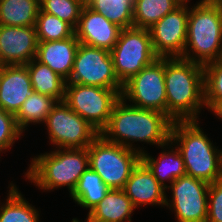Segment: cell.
Returning <instances> with one entry per match:
<instances>
[{
	"label": "cell",
	"instance_id": "6da1fadb",
	"mask_svg": "<svg viewBox=\"0 0 222 222\" xmlns=\"http://www.w3.org/2000/svg\"><path fill=\"white\" fill-rule=\"evenodd\" d=\"M173 121L164 113L126 104L121 97L113 107L108 125L100 134L109 142L143 154L145 150L132 147L135 141L158 145L161 149L170 141ZM132 141V142H131Z\"/></svg>",
	"mask_w": 222,
	"mask_h": 222
},
{
	"label": "cell",
	"instance_id": "7a4b0ae2",
	"mask_svg": "<svg viewBox=\"0 0 222 222\" xmlns=\"http://www.w3.org/2000/svg\"><path fill=\"white\" fill-rule=\"evenodd\" d=\"M167 116L172 121L197 120L205 105L204 67L181 57L164 58Z\"/></svg>",
	"mask_w": 222,
	"mask_h": 222
},
{
	"label": "cell",
	"instance_id": "3957f363",
	"mask_svg": "<svg viewBox=\"0 0 222 222\" xmlns=\"http://www.w3.org/2000/svg\"><path fill=\"white\" fill-rule=\"evenodd\" d=\"M198 121H173L170 141L177 144L186 175L211 184L222 180V150L213 145Z\"/></svg>",
	"mask_w": 222,
	"mask_h": 222
},
{
	"label": "cell",
	"instance_id": "277c9868",
	"mask_svg": "<svg viewBox=\"0 0 222 222\" xmlns=\"http://www.w3.org/2000/svg\"><path fill=\"white\" fill-rule=\"evenodd\" d=\"M181 58L203 66L222 59L220 1L200 0L189 9L187 40Z\"/></svg>",
	"mask_w": 222,
	"mask_h": 222
},
{
	"label": "cell",
	"instance_id": "5b68a950",
	"mask_svg": "<svg viewBox=\"0 0 222 222\" xmlns=\"http://www.w3.org/2000/svg\"><path fill=\"white\" fill-rule=\"evenodd\" d=\"M89 167L88 147L63 149L40 154L32 158L25 176L42 190L51 191L67 186L70 195L81 175Z\"/></svg>",
	"mask_w": 222,
	"mask_h": 222
},
{
	"label": "cell",
	"instance_id": "8992f818",
	"mask_svg": "<svg viewBox=\"0 0 222 222\" xmlns=\"http://www.w3.org/2000/svg\"><path fill=\"white\" fill-rule=\"evenodd\" d=\"M89 167L110 189H123L141 154L107 141L101 134L88 146Z\"/></svg>",
	"mask_w": 222,
	"mask_h": 222
},
{
	"label": "cell",
	"instance_id": "52a82bcc",
	"mask_svg": "<svg viewBox=\"0 0 222 222\" xmlns=\"http://www.w3.org/2000/svg\"><path fill=\"white\" fill-rule=\"evenodd\" d=\"M110 54L115 74L122 84L158 58L149 29L134 26L121 30Z\"/></svg>",
	"mask_w": 222,
	"mask_h": 222
},
{
	"label": "cell",
	"instance_id": "ba28073f",
	"mask_svg": "<svg viewBox=\"0 0 222 222\" xmlns=\"http://www.w3.org/2000/svg\"><path fill=\"white\" fill-rule=\"evenodd\" d=\"M122 90L76 83H66L64 102L96 130L101 132L109 123Z\"/></svg>",
	"mask_w": 222,
	"mask_h": 222
},
{
	"label": "cell",
	"instance_id": "9c48e42d",
	"mask_svg": "<svg viewBox=\"0 0 222 222\" xmlns=\"http://www.w3.org/2000/svg\"><path fill=\"white\" fill-rule=\"evenodd\" d=\"M44 123L48 128L49 139L57 149L87 148L100 135L64 101L57 103Z\"/></svg>",
	"mask_w": 222,
	"mask_h": 222
},
{
	"label": "cell",
	"instance_id": "30bf717a",
	"mask_svg": "<svg viewBox=\"0 0 222 222\" xmlns=\"http://www.w3.org/2000/svg\"><path fill=\"white\" fill-rule=\"evenodd\" d=\"M121 97L131 105L167 115L164 58L158 57L123 84ZM134 103V104H133Z\"/></svg>",
	"mask_w": 222,
	"mask_h": 222
},
{
	"label": "cell",
	"instance_id": "8fae6325",
	"mask_svg": "<svg viewBox=\"0 0 222 222\" xmlns=\"http://www.w3.org/2000/svg\"><path fill=\"white\" fill-rule=\"evenodd\" d=\"M66 83L123 90V84L115 74L110 51L82 43L77 49L73 69Z\"/></svg>",
	"mask_w": 222,
	"mask_h": 222
},
{
	"label": "cell",
	"instance_id": "7c38bea8",
	"mask_svg": "<svg viewBox=\"0 0 222 222\" xmlns=\"http://www.w3.org/2000/svg\"><path fill=\"white\" fill-rule=\"evenodd\" d=\"M209 185L185 174L166 187L171 189L172 200L166 197L165 206L175 211L177 222L207 221Z\"/></svg>",
	"mask_w": 222,
	"mask_h": 222
},
{
	"label": "cell",
	"instance_id": "4fadbf2b",
	"mask_svg": "<svg viewBox=\"0 0 222 222\" xmlns=\"http://www.w3.org/2000/svg\"><path fill=\"white\" fill-rule=\"evenodd\" d=\"M182 3L149 28L152 46L160 58L182 57L187 40L189 8Z\"/></svg>",
	"mask_w": 222,
	"mask_h": 222
},
{
	"label": "cell",
	"instance_id": "5bb4252c",
	"mask_svg": "<svg viewBox=\"0 0 222 222\" xmlns=\"http://www.w3.org/2000/svg\"><path fill=\"white\" fill-rule=\"evenodd\" d=\"M35 26L0 25V65H26L36 57Z\"/></svg>",
	"mask_w": 222,
	"mask_h": 222
},
{
	"label": "cell",
	"instance_id": "9a60e30c",
	"mask_svg": "<svg viewBox=\"0 0 222 222\" xmlns=\"http://www.w3.org/2000/svg\"><path fill=\"white\" fill-rule=\"evenodd\" d=\"M121 30V27L85 5L75 28V36L82 44L111 51Z\"/></svg>",
	"mask_w": 222,
	"mask_h": 222
},
{
	"label": "cell",
	"instance_id": "2e32d148",
	"mask_svg": "<svg viewBox=\"0 0 222 222\" xmlns=\"http://www.w3.org/2000/svg\"><path fill=\"white\" fill-rule=\"evenodd\" d=\"M34 92L26 65L1 66L0 109L15 115L27 97Z\"/></svg>",
	"mask_w": 222,
	"mask_h": 222
},
{
	"label": "cell",
	"instance_id": "e0dca14e",
	"mask_svg": "<svg viewBox=\"0 0 222 222\" xmlns=\"http://www.w3.org/2000/svg\"><path fill=\"white\" fill-rule=\"evenodd\" d=\"M123 190L135 210L142 205L165 206L166 188L158 182L142 161L133 169Z\"/></svg>",
	"mask_w": 222,
	"mask_h": 222
},
{
	"label": "cell",
	"instance_id": "ac0fdd59",
	"mask_svg": "<svg viewBox=\"0 0 222 222\" xmlns=\"http://www.w3.org/2000/svg\"><path fill=\"white\" fill-rule=\"evenodd\" d=\"M79 45L80 42L75 34L62 40L38 41L35 59L67 81L71 75Z\"/></svg>",
	"mask_w": 222,
	"mask_h": 222
},
{
	"label": "cell",
	"instance_id": "d6986e66",
	"mask_svg": "<svg viewBox=\"0 0 222 222\" xmlns=\"http://www.w3.org/2000/svg\"><path fill=\"white\" fill-rule=\"evenodd\" d=\"M134 209L123 189H110L87 217L93 222H131Z\"/></svg>",
	"mask_w": 222,
	"mask_h": 222
},
{
	"label": "cell",
	"instance_id": "ffe728a7",
	"mask_svg": "<svg viewBox=\"0 0 222 222\" xmlns=\"http://www.w3.org/2000/svg\"><path fill=\"white\" fill-rule=\"evenodd\" d=\"M172 147L171 145L169 146L170 151L164 149L157 159L151 157L146 151L141 154V161L165 188L167 187L165 180H168L171 184L177 178L186 174L183 157L179 149L176 147L174 150Z\"/></svg>",
	"mask_w": 222,
	"mask_h": 222
},
{
	"label": "cell",
	"instance_id": "44dd1931",
	"mask_svg": "<svg viewBox=\"0 0 222 222\" xmlns=\"http://www.w3.org/2000/svg\"><path fill=\"white\" fill-rule=\"evenodd\" d=\"M35 92L64 101L66 80L35 58L26 64Z\"/></svg>",
	"mask_w": 222,
	"mask_h": 222
},
{
	"label": "cell",
	"instance_id": "7402d4cb",
	"mask_svg": "<svg viewBox=\"0 0 222 222\" xmlns=\"http://www.w3.org/2000/svg\"><path fill=\"white\" fill-rule=\"evenodd\" d=\"M40 0H0V25L35 26Z\"/></svg>",
	"mask_w": 222,
	"mask_h": 222
},
{
	"label": "cell",
	"instance_id": "603a6c76",
	"mask_svg": "<svg viewBox=\"0 0 222 222\" xmlns=\"http://www.w3.org/2000/svg\"><path fill=\"white\" fill-rule=\"evenodd\" d=\"M110 188L90 167L81 175L71 198L89 211L95 207L109 192Z\"/></svg>",
	"mask_w": 222,
	"mask_h": 222
},
{
	"label": "cell",
	"instance_id": "cb8c5ba5",
	"mask_svg": "<svg viewBox=\"0 0 222 222\" xmlns=\"http://www.w3.org/2000/svg\"><path fill=\"white\" fill-rule=\"evenodd\" d=\"M59 101L51 96L34 92L21 105L15 114L17 125L23 132L30 123H44L48 114Z\"/></svg>",
	"mask_w": 222,
	"mask_h": 222
},
{
	"label": "cell",
	"instance_id": "d4e9b609",
	"mask_svg": "<svg viewBox=\"0 0 222 222\" xmlns=\"http://www.w3.org/2000/svg\"><path fill=\"white\" fill-rule=\"evenodd\" d=\"M182 4L180 0H135L133 26L149 29Z\"/></svg>",
	"mask_w": 222,
	"mask_h": 222
},
{
	"label": "cell",
	"instance_id": "484cf974",
	"mask_svg": "<svg viewBox=\"0 0 222 222\" xmlns=\"http://www.w3.org/2000/svg\"><path fill=\"white\" fill-rule=\"evenodd\" d=\"M10 183L6 203L0 207V222H39V212ZM25 199V200H24Z\"/></svg>",
	"mask_w": 222,
	"mask_h": 222
},
{
	"label": "cell",
	"instance_id": "4316f807",
	"mask_svg": "<svg viewBox=\"0 0 222 222\" xmlns=\"http://www.w3.org/2000/svg\"><path fill=\"white\" fill-rule=\"evenodd\" d=\"M134 1L135 0H86L85 5L124 29L133 27Z\"/></svg>",
	"mask_w": 222,
	"mask_h": 222
},
{
	"label": "cell",
	"instance_id": "83f0119b",
	"mask_svg": "<svg viewBox=\"0 0 222 222\" xmlns=\"http://www.w3.org/2000/svg\"><path fill=\"white\" fill-rule=\"evenodd\" d=\"M35 27L38 41L62 40L75 34V29L70 24L41 9H39Z\"/></svg>",
	"mask_w": 222,
	"mask_h": 222
},
{
	"label": "cell",
	"instance_id": "f1b7e54d",
	"mask_svg": "<svg viewBox=\"0 0 222 222\" xmlns=\"http://www.w3.org/2000/svg\"><path fill=\"white\" fill-rule=\"evenodd\" d=\"M85 3L86 0H40V9L57 16L75 29Z\"/></svg>",
	"mask_w": 222,
	"mask_h": 222
},
{
	"label": "cell",
	"instance_id": "f546056e",
	"mask_svg": "<svg viewBox=\"0 0 222 222\" xmlns=\"http://www.w3.org/2000/svg\"><path fill=\"white\" fill-rule=\"evenodd\" d=\"M204 67L205 105L209 109L222 99V59L208 63Z\"/></svg>",
	"mask_w": 222,
	"mask_h": 222
},
{
	"label": "cell",
	"instance_id": "4dcf8cb0",
	"mask_svg": "<svg viewBox=\"0 0 222 222\" xmlns=\"http://www.w3.org/2000/svg\"><path fill=\"white\" fill-rule=\"evenodd\" d=\"M22 133L17 125L15 115L0 109V153L11 148Z\"/></svg>",
	"mask_w": 222,
	"mask_h": 222
},
{
	"label": "cell",
	"instance_id": "1f68e13d",
	"mask_svg": "<svg viewBox=\"0 0 222 222\" xmlns=\"http://www.w3.org/2000/svg\"><path fill=\"white\" fill-rule=\"evenodd\" d=\"M206 222H222V180L209 185Z\"/></svg>",
	"mask_w": 222,
	"mask_h": 222
},
{
	"label": "cell",
	"instance_id": "d6a6232c",
	"mask_svg": "<svg viewBox=\"0 0 222 222\" xmlns=\"http://www.w3.org/2000/svg\"><path fill=\"white\" fill-rule=\"evenodd\" d=\"M215 116H218L222 120V99L217 100L210 108Z\"/></svg>",
	"mask_w": 222,
	"mask_h": 222
},
{
	"label": "cell",
	"instance_id": "836d02e7",
	"mask_svg": "<svg viewBox=\"0 0 222 222\" xmlns=\"http://www.w3.org/2000/svg\"><path fill=\"white\" fill-rule=\"evenodd\" d=\"M86 222H93L92 220H90L88 217L86 218ZM72 222H80V220H78L77 218H73Z\"/></svg>",
	"mask_w": 222,
	"mask_h": 222
},
{
	"label": "cell",
	"instance_id": "e575fe53",
	"mask_svg": "<svg viewBox=\"0 0 222 222\" xmlns=\"http://www.w3.org/2000/svg\"><path fill=\"white\" fill-rule=\"evenodd\" d=\"M182 3H188L189 0H180Z\"/></svg>",
	"mask_w": 222,
	"mask_h": 222
}]
</instances>
